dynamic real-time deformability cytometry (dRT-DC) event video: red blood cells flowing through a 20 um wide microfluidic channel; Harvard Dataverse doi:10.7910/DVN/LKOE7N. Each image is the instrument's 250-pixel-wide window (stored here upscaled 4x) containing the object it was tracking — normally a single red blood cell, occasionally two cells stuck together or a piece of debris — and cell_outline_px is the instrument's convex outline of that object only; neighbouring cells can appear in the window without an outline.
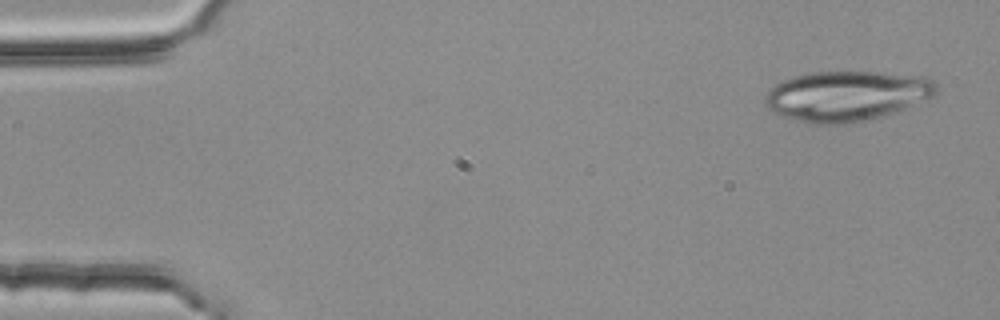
{"species": "common noctule bat (a hibernating species)", "species_latin": "Nyctalus noctula", "temperature_condition": "room temperature", "stored_images_in_passage": 4, "camera_frame_rate_fps": 3000, "um_per_image_px": 0.085, "animal": {"sex": "female", "body_mass_g": 25.1}, "frame": {"image": 1, "passage_image": 4, "time_ms": 1.0, "image_size_px": [1000, 320], "cell_outline_px": [[940, 88], [932, 96], [892, 112], [868, 120], [848, 124], [808, 124], [792, 120], [768, 108], [764, 104], [764, 96], [776, 84], [792, 76], [808, 72], [880, 72], [924, 76], [936, 80], [940, 84]], "centroid_in_image_um": [71.96, 8.14], "position_along_channel_um": 13.0, "area_um2": 50.17}}